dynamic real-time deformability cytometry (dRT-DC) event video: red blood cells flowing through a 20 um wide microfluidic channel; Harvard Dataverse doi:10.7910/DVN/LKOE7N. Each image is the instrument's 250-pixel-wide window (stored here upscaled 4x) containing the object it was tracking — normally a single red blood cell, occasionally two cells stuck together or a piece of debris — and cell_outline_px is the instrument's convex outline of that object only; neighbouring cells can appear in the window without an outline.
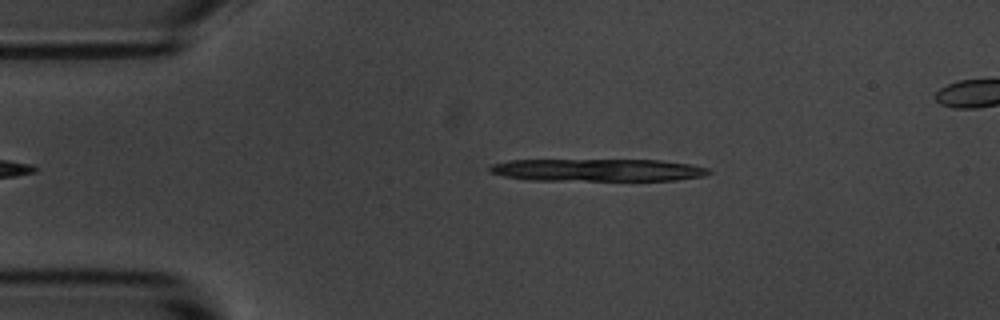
{"species": "common noctule bat (a hibernating species)", "species_latin": "Nyctalus noctula", "temperature_condition": "room temperature", "stored_images_in_passage": 4, "camera_frame_rate_fps": 3000, "um_per_image_px": 0.085, "animal": {"sex": "male", "body_mass_g": 20.1, "forearm_length_mm": 53.5}, "frame": {"image": 1, "passage_image": 1, "time_ms": 0.0, "image_size_px": [1000, 320], "cell_outline_px": [[712, 172], [704, 176], [676, 180], [532, 180], [504, 176], [488, 172], [488, 168], [492, 164], [508, 160], [660, 160], [692, 164], [708, 168]], "centroid_in_image_um": [50.81, 14.45], "position_along_channel_um": 34.2, "area_um2": 28.67}}